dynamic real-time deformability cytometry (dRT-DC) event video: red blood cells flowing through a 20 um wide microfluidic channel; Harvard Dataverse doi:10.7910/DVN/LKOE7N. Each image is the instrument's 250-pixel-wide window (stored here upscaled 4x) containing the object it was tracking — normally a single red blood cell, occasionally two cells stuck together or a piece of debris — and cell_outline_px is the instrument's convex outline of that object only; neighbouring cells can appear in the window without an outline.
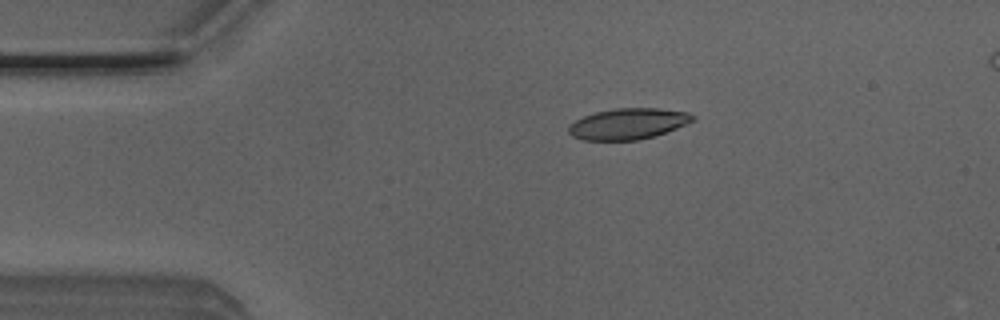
{"species": "Egyptian fruit bat (a non-hibernating species)", "species_latin": "Rousettus aegyptiacus", "temperature_condition": "room temperature", "stored_images_in_passage": 46, "camera_frame_rate_fps": 3000, "um_per_image_px": 0.085, "animal": {"sex": "male"}, "frame": {"image": 1, "passage_image": 5, "time_ms": 1.333, "image_size_px": [1000, 320], "cell_outline_px": [[696, 120], [656, 136], [636, 140], [584, 140], [572, 136], [568, 132], [568, 124], [584, 116], [596, 112], [616, 108], [660, 108], [688, 112], [696, 116]], "centroid_in_image_um": [53.41, 10.52], "position_along_channel_um": 31.6, "area_um2": 22.54}}
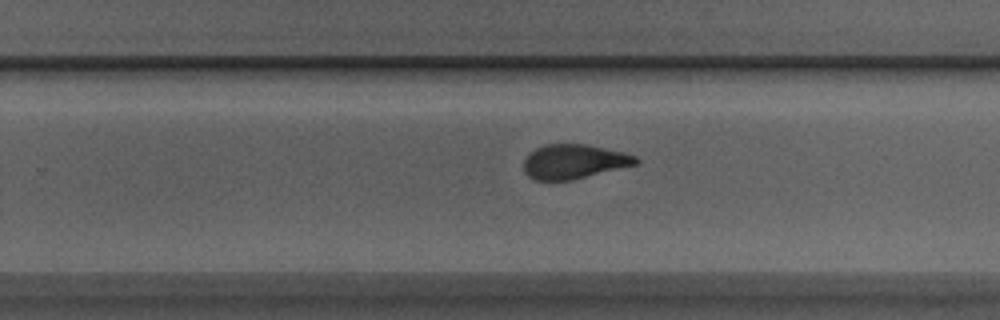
{"frame": {"image": 2, "passage_image": 27, "time_ms": 8.667, "image_size_px": [1000, 320], "cell_outline_px": [[640, 160], [636, 164], [572, 180], [532, 180], [524, 172], [524, 160], [528, 152], [544, 144], [584, 144], [624, 152], [636, 156]], "centroid_in_image_um": [48.74, 13.73], "position_along_channel_um": 281.1, "area_um2": 22.48}}
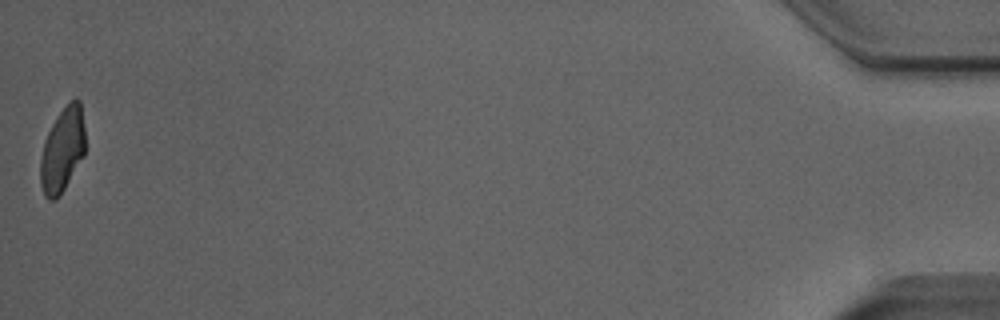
{"frame": {"image": 3, "passage_image": 46, "time_ms": 15.0, "image_size_px": [1000, 320], "cell_outline_px": [[84, 156], [60, 196], [56, 200], [48, 200], [44, 196], [40, 184], [40, 160], [44, 140], [56, 116], [68, 100], [76, 96], [80, 100], [84, 128]], "centroid_in_image_um": [5.3, 12.73], "position_along_channel_um": 429.9, "area_um2": 22.43}, "authors_computed_cell_mechanics": {"area_um2": 23.0911, "velocity_mm_per_s": 3.9888, "shape_relaxation_time_tau1_ms": 4.1968, "shape_relaxation_time_tau2_ms": 1.5204, "deformation_change_tau1": 0.1604, "deformation_change_tau2": 0.0782}}